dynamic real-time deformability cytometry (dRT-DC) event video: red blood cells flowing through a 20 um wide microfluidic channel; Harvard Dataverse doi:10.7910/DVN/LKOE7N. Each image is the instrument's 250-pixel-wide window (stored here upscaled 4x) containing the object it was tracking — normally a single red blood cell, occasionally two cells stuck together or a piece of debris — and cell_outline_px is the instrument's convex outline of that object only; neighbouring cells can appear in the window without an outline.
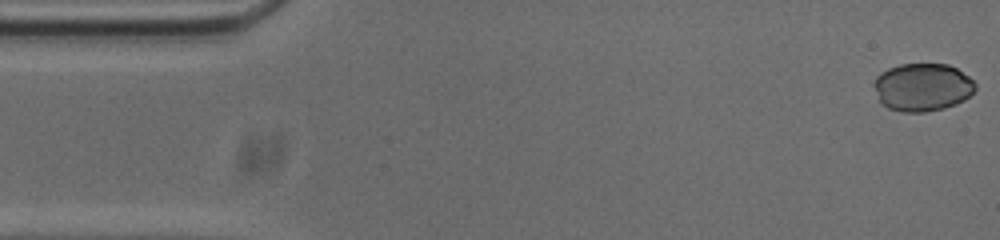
{"species": "common noctule bat (a hibernating species)", "species_latin": "Nyctalus noctula", "temperature_condition": "cold", "stored_images_in_passage": 14, "camera_frame_rate_fps": 3000, "um_per_image_px": 0.085, "animal": {"sex": "male", "body_mass_g": 20.0, "forearm_length_mm": 53.3}, "frame": {"image": 1, "passage_image": 1, "time_ms": 0.0, "image_size_px": [1000, 240], "cell_outline_px": [[976, 88], [964, 100], [956, 104], [944, 108], [924, 112], [900, 112], [888, 108], [880, 104], [872, 84], [876, 76], [880, 72], [888, 68], [900, 64], [948, 64], [956, 68], [968, 76], [976, 84]], "centroid_in_image_um": [78.36, 7.41], "position_along_channel_um": 6.6, "area_um2": 28.55}}